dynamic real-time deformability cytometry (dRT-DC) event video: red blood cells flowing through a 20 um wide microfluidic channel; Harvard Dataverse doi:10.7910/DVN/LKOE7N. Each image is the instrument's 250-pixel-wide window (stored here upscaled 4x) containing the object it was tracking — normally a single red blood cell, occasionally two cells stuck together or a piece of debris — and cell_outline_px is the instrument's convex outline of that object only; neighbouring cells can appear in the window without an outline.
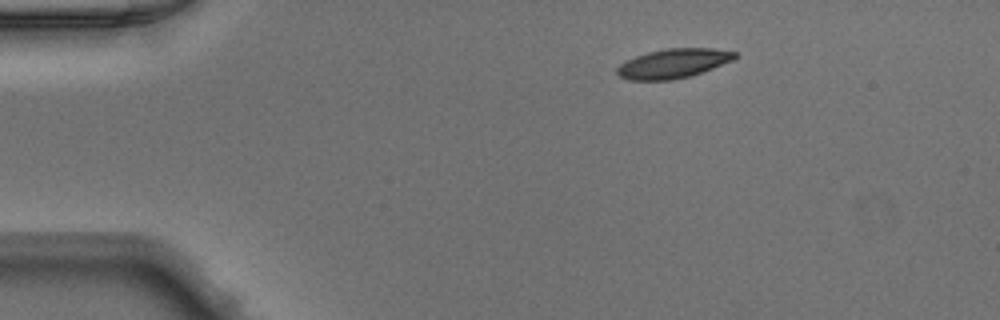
{"species": "Egyptian fruit bat (a non-hibernating species)", "species_latin": "Rousettus aegyptiacus", "temperature_condition": "warm", "stored_images_in_passage": 42, "camera_frame_rate_fps": 3000, "um_per_image_px": 0.085, "animal": {"sex": "male"}, "frame": {"image": 1, "passage_image": 1, "time_ms": 0.0, "image_size_px": [1000, 320], "cell_outline_px": [[736, 56], [732, 60], [712, 68], [688, 76], [672, 80], [628, 80], [620, 76], [616, 72], [616, 68], [620, 64], [636, 56], [648, 52], [668, 48], [712, 48], [736, 52]], "centroid_in_image_um": [57.19, 5.39], "position_along_channel_um": 27.8, "area_um2": 19.83}}
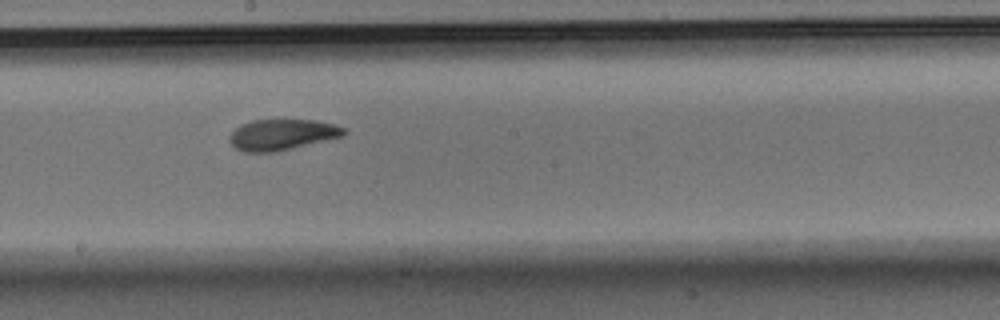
{"frame": {"image": 2, "passage_image": 20, "time_ms": 6.333, "image_size_px": [1000, 320], "cell_outline_px": [[348, 132], [344, 136], [276, 152], [244, 152], [236, 148], [228, 140], [228, 136], [240, 124], [252, 120], [316, 120], [336, 124], [344, 128]], "centroid_in_image_um": [23.99, 11.44], "position_along_channel_um": 224.2, "area_um2": 20.75}}
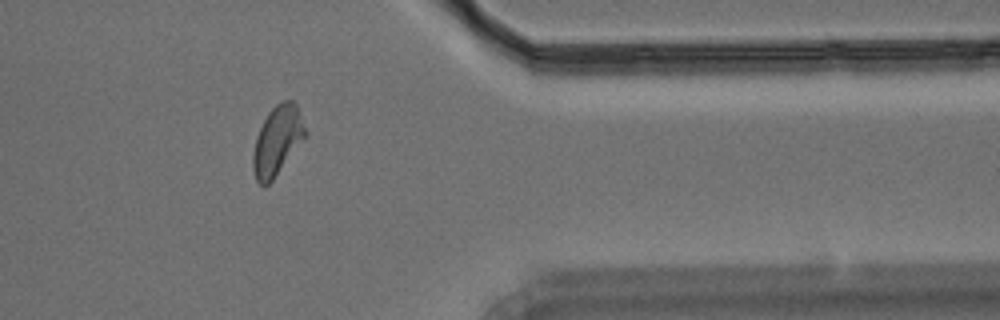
{"frame": {"image": 3, "passage_image": 33, "time_ms": 10.667, "image_size_px": [1000, 320], "cell_outline_px": [[308, 136], [272, 180], [264, 188], [256, 180], [252, 168], [252, 152], [256, 136], [268, 112], [276, 104], [284, 100], [292, 100], [296, 104], [308, 132]], "centroid_in_image_um": [23.58, 11.96], "position_along_channel_um": 387.8, "area_um2": 21.39}}